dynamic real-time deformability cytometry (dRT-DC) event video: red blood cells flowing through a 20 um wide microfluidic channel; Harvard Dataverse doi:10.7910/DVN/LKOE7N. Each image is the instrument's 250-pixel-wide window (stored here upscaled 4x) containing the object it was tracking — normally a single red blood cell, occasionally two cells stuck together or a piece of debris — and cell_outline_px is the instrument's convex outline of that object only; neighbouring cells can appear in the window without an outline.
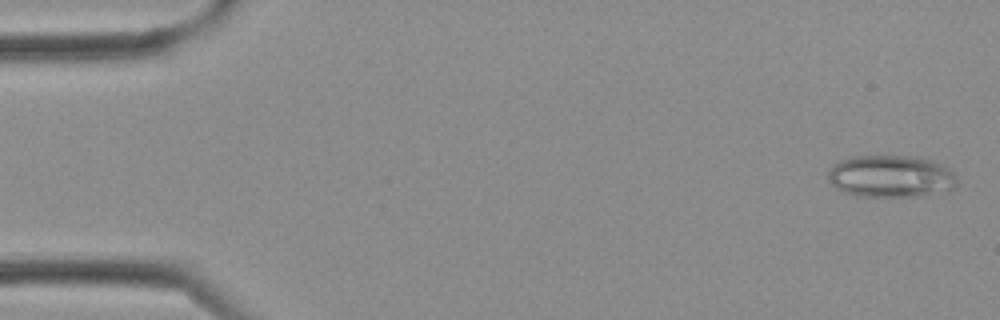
{"species": "Egyptian fruit bat (a non-hibernating species)", "species_latin": "Rousettus aegyptiacus", "temperature_condition": "cold", "stored_images_in_passage": 3, "camera_frame_rate_fps": 3000, "um_per_image_px": 0.085, "frame": {"image": 1, "passage_image": 1, "time_ms": 0.0, "image_size_px": [1000, 320], "cell_outline_px": [[956, 184], [952, 188], [920, 196], [856, 196], [844, 192], [836, 188], [828, 180], [828, 172], [840, 160], [852, 156], [912, 156], [932, 160], [944, 164], [956, 176]], "centroid_in_image_um": [75.71, 14.98], "position_along_channel_um": 9.3, "area_um2": 31.5}}